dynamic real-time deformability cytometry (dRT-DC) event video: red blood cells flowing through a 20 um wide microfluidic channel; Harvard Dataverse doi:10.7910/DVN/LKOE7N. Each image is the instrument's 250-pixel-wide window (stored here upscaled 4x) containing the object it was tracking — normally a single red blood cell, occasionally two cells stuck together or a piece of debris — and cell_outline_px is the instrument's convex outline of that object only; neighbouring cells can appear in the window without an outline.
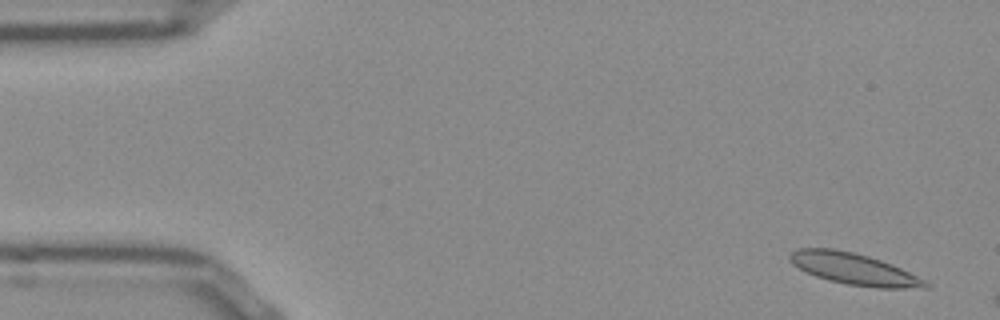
{"species": "Egyptian fruit bat (a non-hibernating species)", "species_latin": "Rousettus aegyptiacus", "temperature_condition": "room temperature", "stored_images_in_passage": 8, "camera_frame_rate_fps": 3000, "um_per_image_px": 0.085, "frame": {"image": 1, "passage_image": 1, "time_ms": 0.0, "image_size_px": [1000, 320], "cell_outline_px": [[932, 288], [876, 288], [848, 284], [828, 280], [816, 276], [792, 264], [788, 260], [788, 256], [796, 248], [832, 248], [852, 252], [868, 256], [892, 264], [932, 284]], "centroid_in_image_um": [72.59, 22.86], "position_along_channel_um": 12.4, "area_um2": 24.8}}